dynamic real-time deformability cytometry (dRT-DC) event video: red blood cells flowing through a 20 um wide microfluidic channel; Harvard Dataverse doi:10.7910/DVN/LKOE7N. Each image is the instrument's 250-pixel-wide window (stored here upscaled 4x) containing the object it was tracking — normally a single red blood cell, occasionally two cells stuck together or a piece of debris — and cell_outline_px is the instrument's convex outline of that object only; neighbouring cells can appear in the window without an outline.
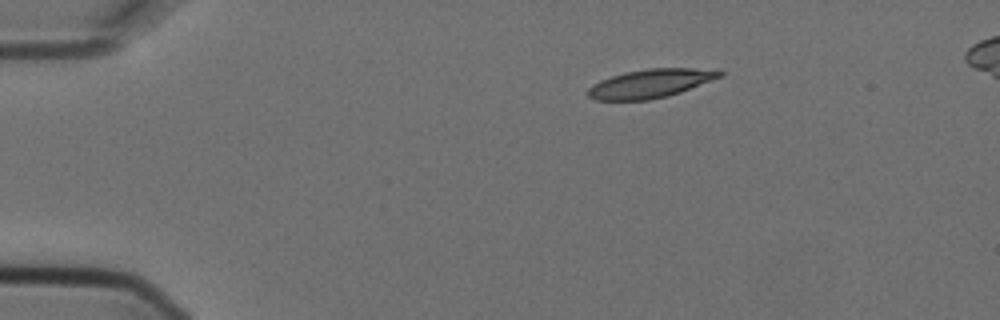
{"species": "Egyptian fruit bat (a non-hibernating species)", "species_latin": "Rousettus aegyptiacus", "temperature_condition": "cold", "stored_images_in_passage": 4, "camera_frame_rate_fps": 3000, "um_per_image_px": 0.085, "animal": {"sex": "female"}, "frame": {"image": 1, "passage_image": 1, "time_ms": 0.0, "image_size_px": [1000, 320], "cell_outline_px": [[724, 76], [680, 92], [668, 96], [648, 100], [592, 100], [588, 96], [588, 88], [592, 84], [600, 80], [612, 76], [628, 72], [648, 68], [720, 68], [724, 72]], "centroid_in_image_um": [55.36, 7.08], "position_along_channel_um": 29.6, "area_um2": 22.25}}